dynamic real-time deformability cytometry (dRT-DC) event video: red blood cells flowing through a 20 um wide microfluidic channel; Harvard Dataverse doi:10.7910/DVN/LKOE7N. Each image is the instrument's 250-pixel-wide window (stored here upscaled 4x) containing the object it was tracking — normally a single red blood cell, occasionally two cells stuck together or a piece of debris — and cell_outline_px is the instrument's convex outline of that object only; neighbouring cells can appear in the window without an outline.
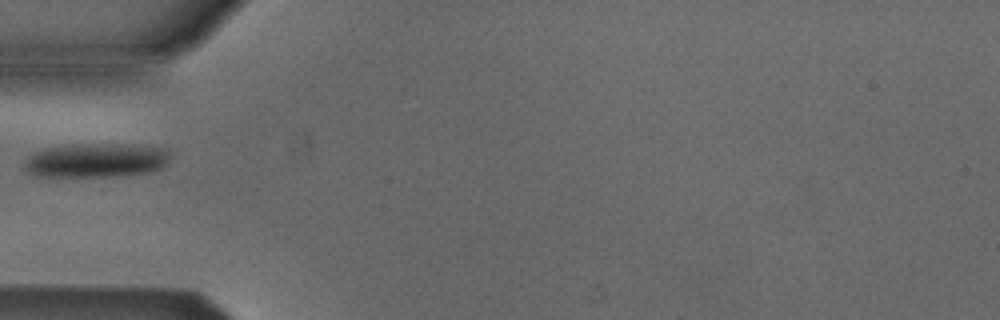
{"species": "Egyptian fruit bat (a non-hibernating species)", "species_latin": "Rousettus aegyptiacus", "temperature_condition": "cold", "stored_images_in_passage": 1, "camera_frame_rate_fps": 3000, "um_per_image_px": 0.085, "animal": {"sex": "male"}, "frame": {"image": 1, "passage_image": 1, "time_ms": 0.0, "image_size_px": [1000, 320], "cell_outline_px": [[172, 152], [168, 164], [152, 172], [112, 176], [36, 176], [28, 172], [24, 168], [24, 160], [28, 156], [40, 148], [72, 144], [120, 144], [168, 148]], "centroid_in_image_um": [8.18, 13.61], "position_along_channel_um": 76.8, "area_um2": 29.48}}